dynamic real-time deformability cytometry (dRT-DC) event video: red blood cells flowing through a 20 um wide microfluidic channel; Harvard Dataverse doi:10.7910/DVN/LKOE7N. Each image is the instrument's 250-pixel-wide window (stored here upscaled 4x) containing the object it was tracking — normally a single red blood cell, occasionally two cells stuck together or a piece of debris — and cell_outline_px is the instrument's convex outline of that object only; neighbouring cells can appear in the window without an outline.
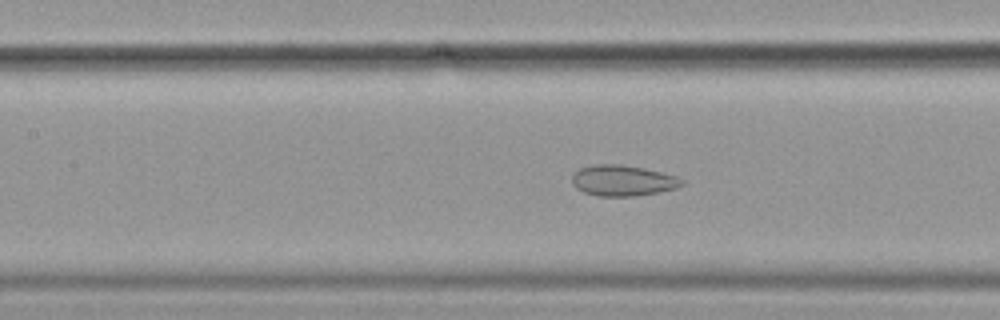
{"species": "common noctule bat (a hibernating species)", "species_latin": "Nyctalus noctula", "temperature_condition": "cold", "stored_images_in_passage": 56, "camera_frame_rate_fps": 3000, "um_per_image_px": 0.085, "animal": {"sex": "female", "body_mass_g": 19.9}, "frame": {"image": 1, "passage_image": 26, "time_ms": 8.333, "image_size_px": [1000, 320], "cell_outline_px": [[684, 184], [676, 188], [660, 192], [632, 196], [596, 196], [584, 192], [576, 188], [572, 184], [572, 176], [580, 168], [596, 164], [620, 164], [644, 168], [676, 176], [684, 180]], "centroid_in_image_um": [52.93, 15.35], "position_along_channel_um": 154.5, "area_um2": 19.71}}
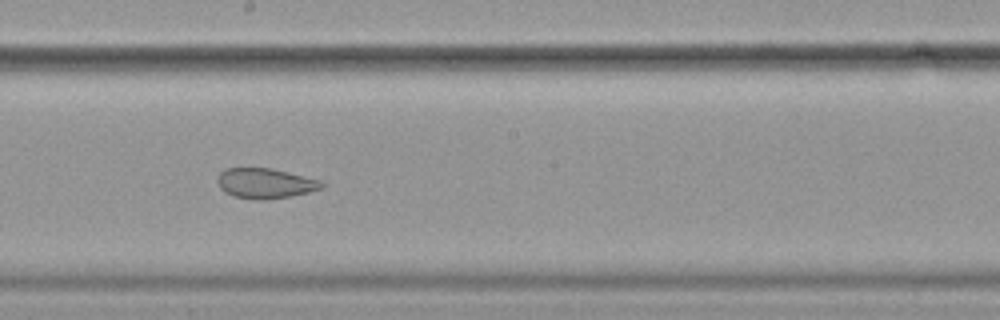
{"frame": {"image": 2, "passage_image": 32, "time_ms": 10.333, "image_size_px": [1000, 320], "cell_outline_px": [[324, 188], [308, 192], [288, 196], [264, 200], [260, 200], [236, 196], [224, 192], [220, 188], [216, 180], [220, 172], [224, 168], [272, 168], [320, 180], [324, 184]], "centroid_in_image_um": [22.52, 15.57], "position_along_channel_um": 225.7, "area_um2": 18.21}}
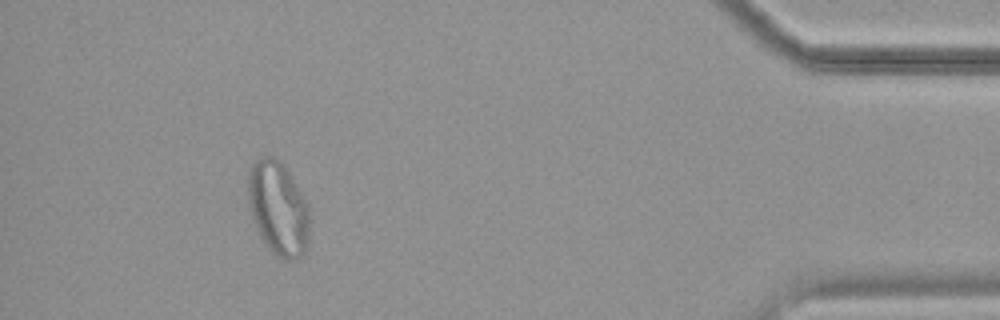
{"frame": {"image": 3, "passage_image": 52, "time_ms": 17.0, "image_size_px": [1000, 320], "cell_outline_px": [[308, 236], [304, 252], [300, 260], [284, 260], [276, 256], [268, 248], [260, 236], [256, 228], [252, 216], [248, 200], [248, 172], [252, 164], [260, 156], [272, 156], [288, 172], [296, 184], [308, 204]], "centroid_in_image_um": [23.63, 17.75], "position_along_channel_um": 411.6, "area_um2": 33.41}, "authors_computed_cell_mechanics": {"area_um2": 26.4146, "velocity_mm_per_s": 3.586, "shape_relaxation_time_tau1_ms": null, "shape_relaxation_time_tau2_ms": 1.1605, "deformation_change_tau1": null, "deformation_change_tau2": 0.0639}}